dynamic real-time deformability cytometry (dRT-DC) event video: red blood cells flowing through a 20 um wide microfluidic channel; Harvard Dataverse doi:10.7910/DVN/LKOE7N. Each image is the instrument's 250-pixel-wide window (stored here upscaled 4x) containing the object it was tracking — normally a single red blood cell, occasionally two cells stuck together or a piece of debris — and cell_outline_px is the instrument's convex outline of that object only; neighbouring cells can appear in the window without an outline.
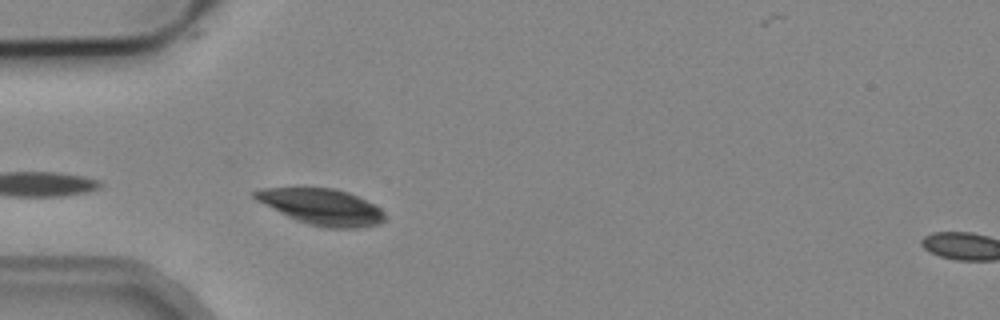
{"species": "common noctule bat (a hibernating species)", "species_latin": "Nyctalus noctula", "temperature_condition": "cold", "stored_images_in_passage": 3, "segment_of_instrument_passage": [1, 2], "camera_frame_rate_fps": 3000, "um_per_image_px": 0.085, "animal": {"sex": "male", "body_mass_g": 19.2, "forearm_length_mm": 51.8}, "frame": {"image": 1, "passage_image": 2, "time_ms": 1.333, "image_size_px": [1000, 320], "cell_outline_px": [[384, 220], [380, 224], [356, 228], [328, 228], [308, 224], [296, 220], [256, 200], [252, 196], [252, 192], [264, 188], [332, 188], [348, 192], [380, 208], [384, 212]], "centroid_in_image_um": [27.35, 17.58], "position_along_channel_um": 57.7, "area_um2": 26.93}}